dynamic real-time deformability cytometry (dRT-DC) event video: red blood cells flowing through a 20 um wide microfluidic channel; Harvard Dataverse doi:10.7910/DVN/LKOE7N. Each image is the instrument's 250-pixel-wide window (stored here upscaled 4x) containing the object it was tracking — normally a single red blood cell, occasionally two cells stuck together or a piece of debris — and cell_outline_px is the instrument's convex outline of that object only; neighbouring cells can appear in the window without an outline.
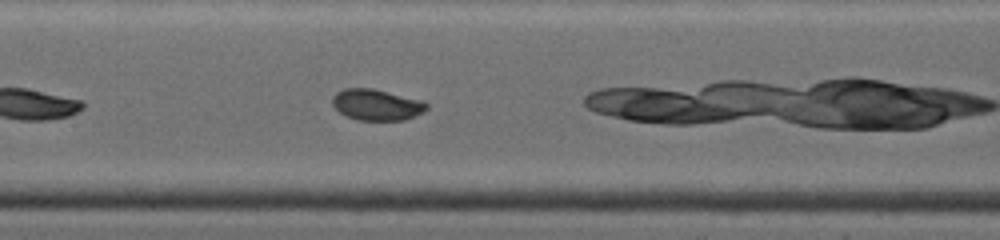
{"species": "common noctule bat (a hibernating species)", "species_latin": "Nyctalus noctula", "temperature_condition": "warm", "stored_images_in_passage": 38, "camera_frame_rate_fps": 4500, "um_per_image_px": 0.085, "animal": {"sex": "female", "body_mass_g": 19.0, "forearm_length_mm": 53.3}, "frame": {"image": 1, "passage_image": 12, "time_ms": 2.889, "image_size_px": [1000, 240], "cell_outline_px": [[428, 108], [424, 112], [416, 116], [404, 120], [356, 120], [340, 112], [332, 104], [332, 96], [336, 92], [344, 88], [372, 88], [424, 100], [428, 104]], "centroid_in_image_um": [32.04, 8.9], "position_along_channel_um": 175.4, "area_um2": 17.28}}